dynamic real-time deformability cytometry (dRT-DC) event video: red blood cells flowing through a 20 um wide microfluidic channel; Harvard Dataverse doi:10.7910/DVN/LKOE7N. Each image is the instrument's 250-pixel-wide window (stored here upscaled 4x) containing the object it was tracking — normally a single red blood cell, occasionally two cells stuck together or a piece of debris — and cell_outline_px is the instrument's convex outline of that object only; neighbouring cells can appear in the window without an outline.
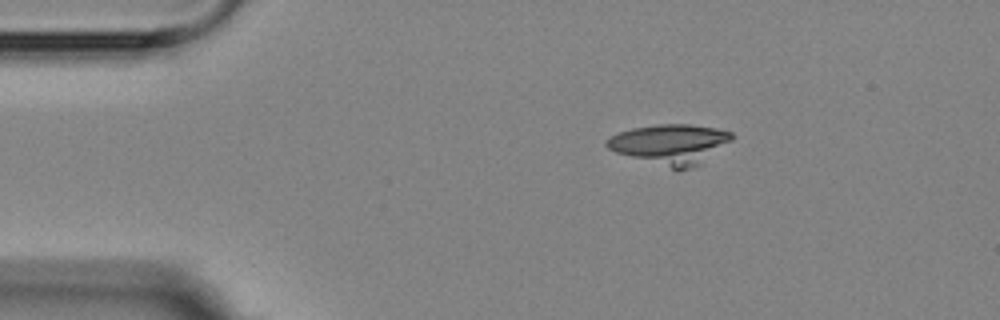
{"species": "Egyptian fruit bat (a non-hibernating species)", "species_latin": "Rousettus aegyptiacus", "temperature_condition": "room temperature", "stored_images_in_passage": 3, "camera_frame_rate_fps": 3000, "um_per_image_px": 0.085, "animal": {"sex": "female"}, "frame": {"image": 1, "passage_image": 1, "time_ms": 0.0, "image_size_px": [1000, 320], "cell_outline_px": [[732, 140], [700, 164], [692, 168], [676, 172], [616, 152], [608, 148], [604, 144], [604, 140], [620, 132], [632, 128], [656, 124], [688, 124], [716, 128], [732, 132]], "centroid_in_image_um": [56.96, 12.28], "position_along_channel_um": 28.0, "area_um2": 29.48}}